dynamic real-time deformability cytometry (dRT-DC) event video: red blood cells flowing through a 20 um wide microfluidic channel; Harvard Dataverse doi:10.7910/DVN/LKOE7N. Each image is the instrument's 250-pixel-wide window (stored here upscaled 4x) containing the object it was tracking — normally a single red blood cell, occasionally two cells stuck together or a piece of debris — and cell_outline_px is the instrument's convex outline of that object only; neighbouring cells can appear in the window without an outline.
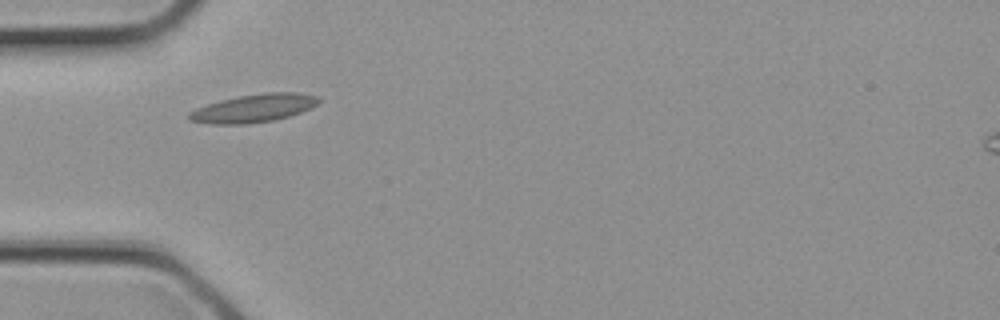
{"species": "common noctule bat (a hibernating species)", "species_latin": "Nyctalus noctula", "temperature_condition": "cold", "stored_images_in_passage": 2, "camera_frame_rate_fps": 3000, "um_per_image_px": 0.085, "animal": {"sex": "female", "body_mass_g": 21.9}, "frame": {"image": 1, "passage_image": 2, "time_ms": 0.333, "image_size_px": [1000, 320], "cell_outline_px": [[320, 100], [312, 108], [288, 116], [272, 120], [248, 124], [208, 124], [188, 120], [188, 112], [196, 108], [220, 100], [240, 96], [264, 92], [300, 92], [316, 96]], "centroid_in_image_um": [21.54, 9.2], "position_along_channel_um": 63.5, "area_um2": 21.21}}